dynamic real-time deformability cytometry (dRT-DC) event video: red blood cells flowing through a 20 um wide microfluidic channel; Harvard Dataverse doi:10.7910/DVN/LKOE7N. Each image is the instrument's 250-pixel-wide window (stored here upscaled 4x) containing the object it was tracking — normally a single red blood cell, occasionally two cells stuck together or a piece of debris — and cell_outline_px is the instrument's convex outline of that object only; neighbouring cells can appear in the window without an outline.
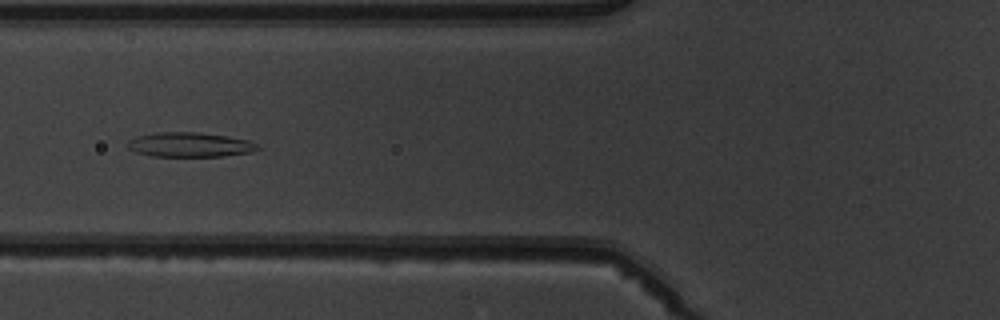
{"species": "common noctule bat (a hibernating species)", "species_latin": "Nyctalus noctula", "temperature_condition": "warm", "stored_images_in_passage": 6, "camera_frame_rate_fps": 3000, "um_per_image_px": 0.085, "animal": {"sex": "male", "body_mass_g": 19.5, "forearm_length_mm": 54.6}, "frame": {"image": 1, "passage_image": 6, "time_ms": 5.667, "image_size_px": [1000, 320], "cell_outline_px": [[260, 148], [252, 152], [224, 156], [152, 156], [136, 152], [128, 148], [128, 140], [136, 136], [156, 132], [200, 132], [228, 136], [248, 140], [256, 144]], "centroid_in_image_um": [16.13, 12.29], "position_along_channel_um": 109.7, "area_um2": 18.67}}